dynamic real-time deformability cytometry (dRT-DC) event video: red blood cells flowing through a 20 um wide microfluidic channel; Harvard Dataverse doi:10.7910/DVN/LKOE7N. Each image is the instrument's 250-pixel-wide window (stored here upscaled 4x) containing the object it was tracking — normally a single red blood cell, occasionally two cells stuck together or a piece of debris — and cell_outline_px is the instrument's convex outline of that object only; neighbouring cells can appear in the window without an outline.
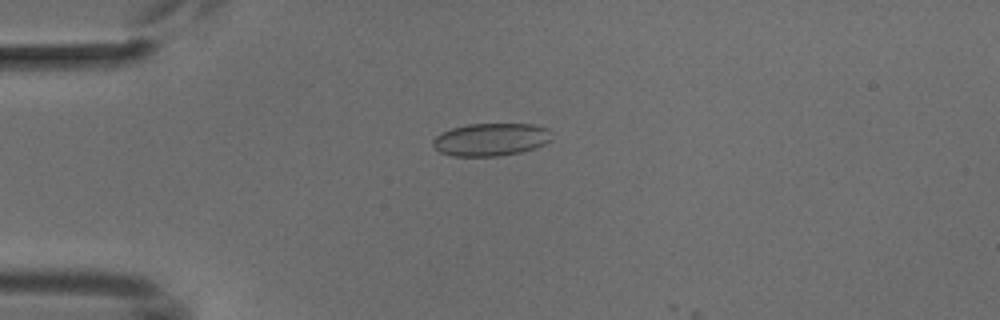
{"species": "common noctule bat (a hibernating species)", "species_latin": "Nyctalus noctula", "temperature_condition": "cold", "stored_images_in_passage": 6, "camera_frame_rate_fps": 3000, "um_per_image_px": 0.085, "animal": {"sex": "male", "body_mass_g": 18.8}, "frame": {"image": 1, "passage_image": 3, "time_ms": 3.333, "image_size_px": [1000, 320], "cell_outline_px": [[548, 140], [544, 144], [520, 152], [500, 156], [452, 156], [440, 152], [432, 144], [432, 140], [436, 136], [452, 128], [468, 124], [532, 124], [548, 128]], "centroid_in_image_um": [41.67, 11.86], "position_along_channel_um": 43.3, "area_um2": 22.31}}
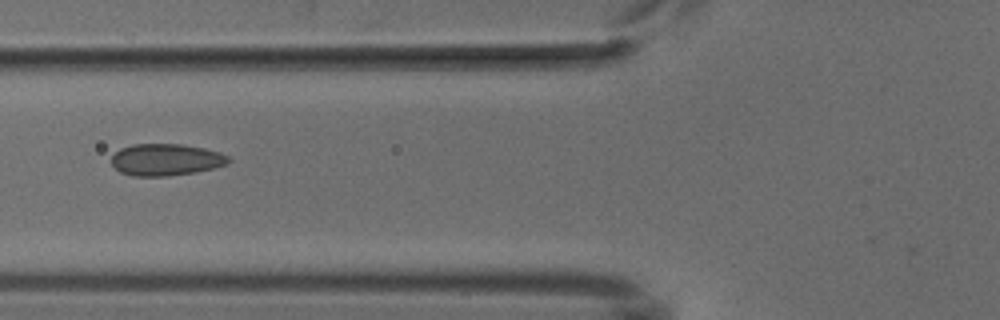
{"frame": {"image": 2, "passage_image": 5, "time_ms": 5.667, "image_size_px": [1000, 320], "cell_outline_px": [[232, 160], [228, 164], [196, 172], [164, 176], [132, 176], [120, 172], [112, 164], [112, 156], [120, 148], [132, 144], [180, 144], [204, 148], [220, 152], [228, 156]], "centroid_in_image_um": [14.11, 13.57], "position_along_channel_um": 111.7, "area_um2": 21.73}}
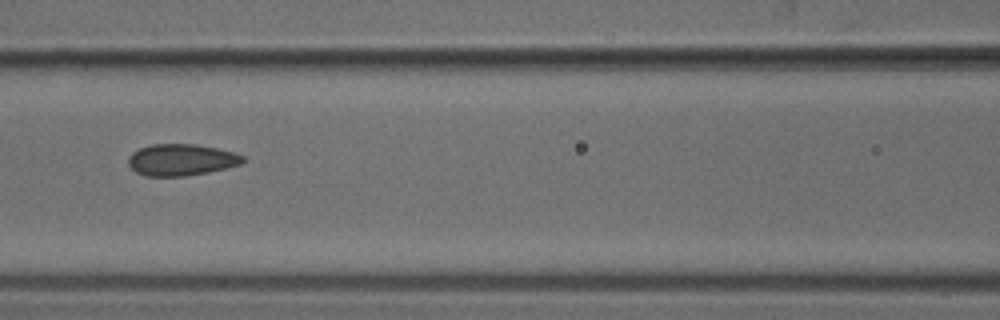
{"frame": {"image": 3, "passage_image": 6, "time_ms": 6.667, "image_size_px": [1000, 320], "cell_outline_px": [[244, 160], [240, 164], [228, 168], [208, 172], [184, 176], [144, 176], [136, 172], [128, 164], [128, 156], [132, 152], [140, 148], [152, 144], [196, 144], [236, 152], [244, 156]], "centroid_in_image_um": [15.41, 13.58], "position_along_channel_um": 151.2, "area_um2": 21.21}}